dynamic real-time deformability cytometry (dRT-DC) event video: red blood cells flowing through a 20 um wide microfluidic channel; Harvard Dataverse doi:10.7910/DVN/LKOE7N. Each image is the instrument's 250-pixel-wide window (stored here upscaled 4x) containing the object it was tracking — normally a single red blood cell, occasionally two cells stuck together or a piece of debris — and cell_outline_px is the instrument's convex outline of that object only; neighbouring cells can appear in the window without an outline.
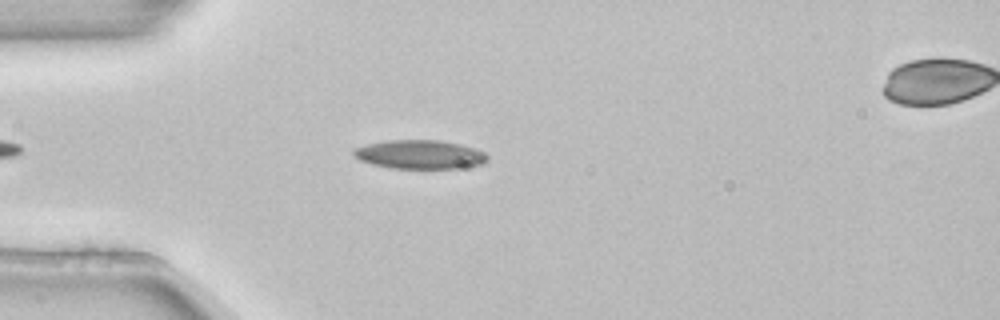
{"species": "common noctule bat (a hibernating species)", "species_latin": "Nyctalus noctula", "temperature_condition": "room temperature", "stored_images_in_passage": 4, "segment_of_instrument_passage": [1, 2], "camera_frame_rate_fps": 3000, "um_per_image_px": 0.085, "animal": {"sex": "female", "body_mass_g": 22.7, "forearm_length_mm": 54.2}, "frame": {"image": 1, "passage_image": 3, "time_ms": 0.667, "image_size_px": [1000, 320], "cell_outline_px": [[488, 160], [484, 164], [456, 168], [392, 168], [372, 164], [360, 160], [352, 156], [352, 148], [368, 144], [388, 140], [440, 140], [460, 144], [476, 148], [484, 152], [488, 156]], "centroid_in_image_um": [35.68, 13.12], "position_along_channel_um": 49.3, "area_um2": 22.6}}